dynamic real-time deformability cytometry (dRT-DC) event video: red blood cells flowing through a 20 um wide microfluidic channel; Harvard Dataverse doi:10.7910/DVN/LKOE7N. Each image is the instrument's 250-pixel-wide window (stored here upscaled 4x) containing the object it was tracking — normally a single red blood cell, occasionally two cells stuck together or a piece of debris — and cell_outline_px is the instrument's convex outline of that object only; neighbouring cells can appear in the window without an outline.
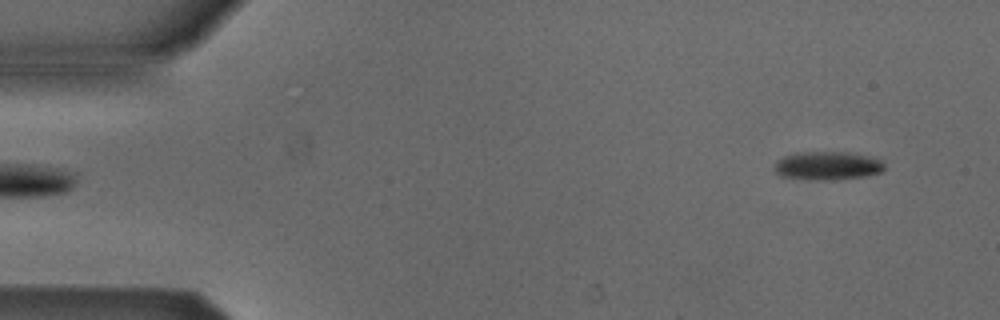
{"species": "Egyptian fruit bat (a non-hibernating species)", "species_latin": "Rousettus aegyptiacus", "temperature_condition": "cold", "stored_images_in_passage": 4, "segment_of_instrument_passage": [2, 2], "camera_frame_rate_fps": 3000, "um_per_image_px": 0.085, "animal": {"sex": "male"}, "frame": {"image": 1, "passage_image": 4, "time_ms": 1.0, "image_size_px": [1000, 320], "cell_outline_px": [[884, 168], [880, 172], [868, 176], [836, 180], [820, 180], [780, 176], [772, 168], [776, 160], [784, 156], [796, 152], [848, 152], [872, 156], [880, 160], [884, 164]], "centroid_in_image_um": [70.33, 14.08], "position_along_channel_um": 14.7, "area_um2": 18.5}}